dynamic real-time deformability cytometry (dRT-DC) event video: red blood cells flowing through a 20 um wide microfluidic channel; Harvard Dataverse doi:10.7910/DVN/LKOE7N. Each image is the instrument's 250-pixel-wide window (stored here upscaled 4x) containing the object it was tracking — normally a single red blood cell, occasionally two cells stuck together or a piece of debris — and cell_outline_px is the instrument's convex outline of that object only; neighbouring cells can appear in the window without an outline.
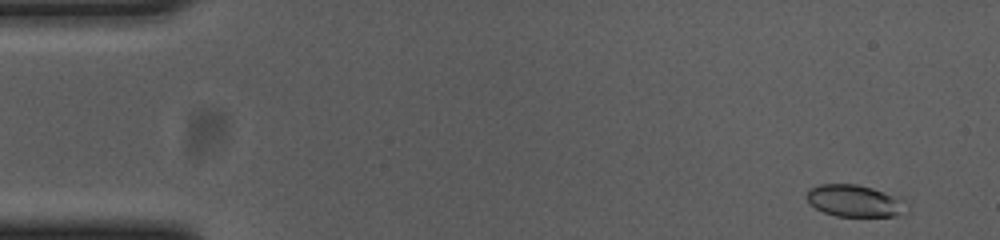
{"species": "common noctule bat (a hibernating species)", "species_latin": "Nyctalus noctula", "temperature_condition": "cold", "stored_images_in_passage": 54, "camera_frame_rate_fps": 3000, "um_per_image_px": 0.085, "animal": {"sex": "female", "body_mass_g": 23.0, "forearm_length_mm": 53.4}, "frame": {"image": 1, "passage_image": 2, "time_ms": 0.333, "image_size_px": [1000, 240], "cell_outline_px": [[908, 212], [904, 216], [836, 216], [824, 212], [816, 208], [804, 196], [808, 188], [820, 184], [856, 184], [872, 188], [904, 200]], "centroid_in_image_um": [72.65, 17.08], "position_along_channel_um": 12.4, "area_um2": 18.67}}
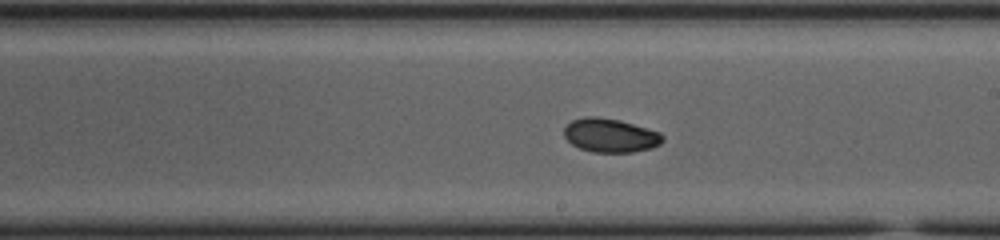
{"frame": {"image": 2, "passage_image": 30, "time_ms": 9.667, "image_size_px": [1000, 240], "cell_outline_px": [[664, 140], [660, 144], [652, 148], [632, 152], [592, 152], [580, 148], [572, 144], [564, 136], [564, 128], [572, 120], [584, 116], [596, 116], [620, 120], [660, 132], [664, 136]], "centroid_in_image_um": [51.89, 11.5], "position_along_channel_um": 237.1, "area_um2": 19.48}}
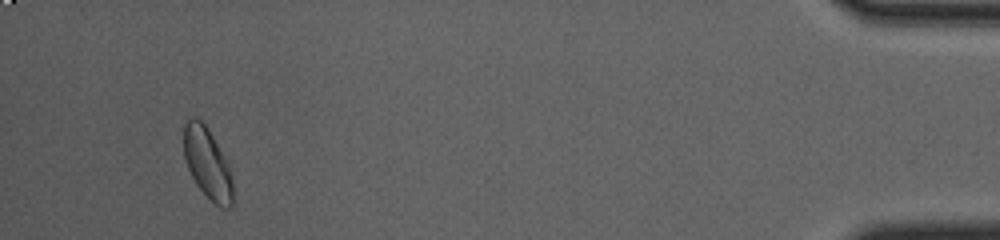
{"frame": {"image": 3, "passage_image": 51, "time_ms": 16.667, "image_size_px": [1000, 240], "cell_outline_px": [[232, 208], [220, 208], [196, 184], [188, 168], [184, 156], [184, 120], [192, 116], [196, 116], [204, 124], [212, 136], [228, 164], [232, 180]], "centroid_in_image_um": [17.61, 13.86], "position_along_channel_um": 417.6, "area_um2": 19.94}, "authors_computed_cell_mechanics": {"area_um2": 19.3919, "velocity_mm_per_s": 3.657, "shape_relaxation_time_tau1_ms": 3.2862, "shape_relaxation_time_tau2_ms": null, "deformation_change_tau1": 0.0926, "deformation_change_tau2": null}}